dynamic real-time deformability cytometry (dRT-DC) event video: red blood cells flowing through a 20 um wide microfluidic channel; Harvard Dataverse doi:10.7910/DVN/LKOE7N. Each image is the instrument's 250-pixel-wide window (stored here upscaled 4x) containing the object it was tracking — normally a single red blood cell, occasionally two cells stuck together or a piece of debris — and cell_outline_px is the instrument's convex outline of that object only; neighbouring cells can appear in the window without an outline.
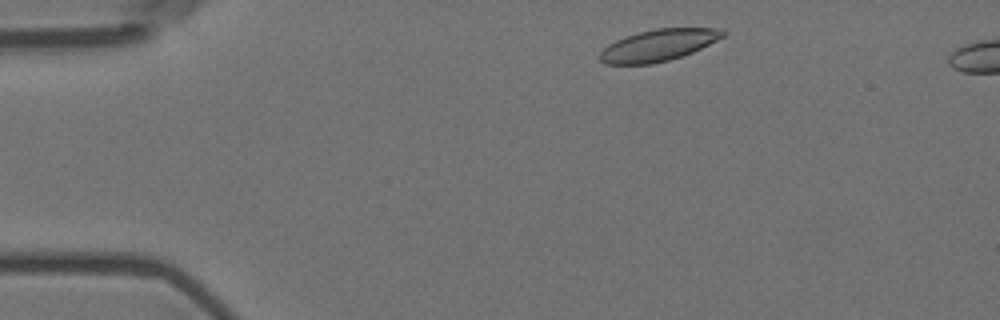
{"species": "Egyptian fruit bat (a non-hibernating species)", "species_latin": "Rousettus aegyptiacus", "temperature_condition": "room temperature", "stored_images_in_passage": 49, "camera_frame_rate_fps": 3000, "um_per_image_px": 0.085, "animal": {"sex": "female"}, "frame": {"image": 1, "passage_image": 3, "time_ms": 0.667, "image_size_px": [1000, 320], "cell_outline_px": [[728, 32], [724, 36], [692, 52], [668, 60], [652, 64], [604, 64], [600, 60], [600, 52], [608, 44], [616, 40], [640, 32], [656, 28], [724, 28]], "centroid_in_image_um": [55.98, 3.84], "position_along_channel_um": 29.0, "area_um2": 22.48}}
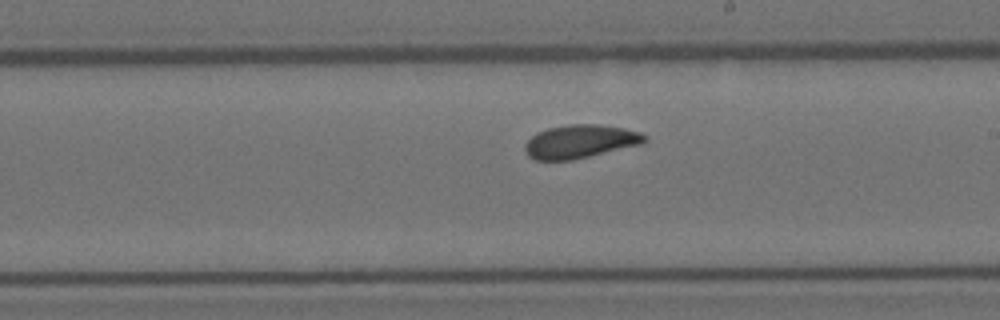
{"frame": {"image": 2, "passage_image": 26, "time_ms": 8.333, "image_size_px": [1000, 320], "cell_outline_px": [[648, 140], [640, 144], [572, 160], [536, 160], [528, 156], [524, 148], [524, 144], [536, 132], [548, 128], [568, 124], [600, 124], [624, 128], [640, 132], [648, 136]], "centroid_in_image_um": [49.3, 12.01], "position_along_channel_um": 239.7, "area_um2": 23.29}}
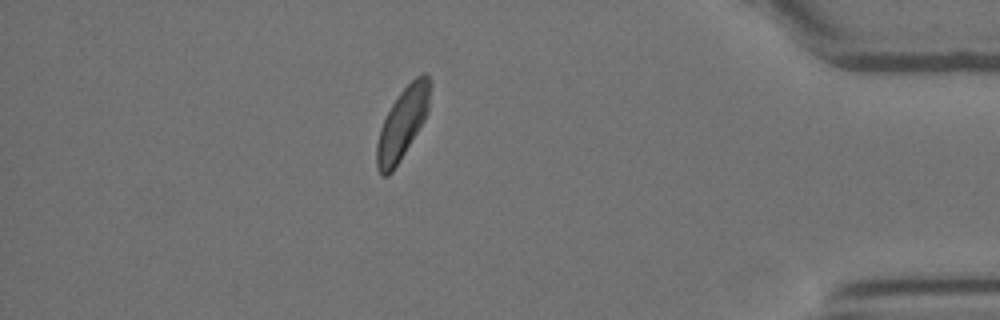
{"frame": {"image": 3, "passage_image": 43, "time_ms": 14.0, "image_size_px": [1000, 320], "cell_outline_px": [[432, 84], [428, 112], [424, 120], [400, 160], [392, 172], [388, 176], [380, 176], [376, 168], [376, 144], [380, 128], [392, 104], [400, 92], [416, 76], [424, 72], [428, 76]], "centroid_in_image_um": [34.21, 10.49], "position_along_channel_um": 401.0, "area_um2": 22.14}}